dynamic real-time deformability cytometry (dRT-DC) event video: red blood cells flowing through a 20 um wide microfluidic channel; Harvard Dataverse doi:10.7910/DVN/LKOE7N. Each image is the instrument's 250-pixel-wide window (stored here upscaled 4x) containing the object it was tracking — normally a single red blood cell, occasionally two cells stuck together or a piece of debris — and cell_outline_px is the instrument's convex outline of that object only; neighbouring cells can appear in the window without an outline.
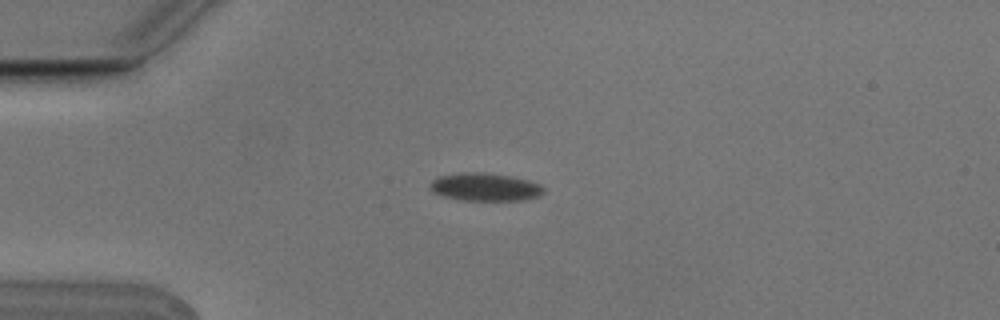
{"species": "Egyptian fruit bat (a non-hibernating species)", "species_latin": "Rousettus aegyptiacus", "temperature_condition": "cold", "stored_images_in_passage": 1, "camera_frame_rate_fps": 3000, "um_per_image_px": 0.085, "animal": {"sex": "male"}, "frame": {"image": 1, "passage_image": 1, "time_ms": 0.0, "image_size_px": [1000, 320], "cell_outline_px": [[544, 192], [540, 196], [524, 200], [464, 200], [444, 196], [432, 192], [428, 188], [428, 184], [436, 176], [460, 172], [484, 172], [512, 176], [528, 180], [540, 184], [544, 188]], "centroid_in_image_um": [41.2, 15.88], "position_along_channel_um": 43.8, "area_um2": 18.79}}